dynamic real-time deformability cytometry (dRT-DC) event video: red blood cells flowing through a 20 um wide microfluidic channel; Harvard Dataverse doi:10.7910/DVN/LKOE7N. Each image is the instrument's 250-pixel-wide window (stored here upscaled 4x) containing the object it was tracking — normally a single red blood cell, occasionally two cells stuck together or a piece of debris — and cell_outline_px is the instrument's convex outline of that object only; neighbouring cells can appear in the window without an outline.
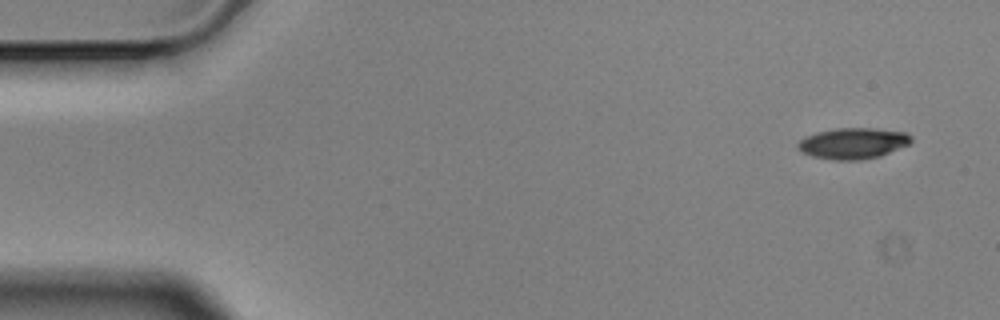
{"species": "Egyptian fruit bat (a non-hibernating species)", "species_latin": "Rousettus aegyptiacus", "temperature_condition": "cold", "stored_images_in_passage": 4, "camera_frame_rate_fps": 3000, "um_per_image_px": 0.085, "animal": {"sex": "male"}, "frame": {"image": 1, "passage_image": 1, "time_ms": 0.0, "image_size_px": [1000, 320], "cell_outline_px": [[912, 140], [908, 144], [880, 156], [860, 160], [832, 160], [812, 156], [796, 148], [796, 144], [800, 140], [816, 132], [836, 128], [872, 128], [904, 132], [912, 136]], "centroid_in_image_um": [72.48, 12.18], "position_along_channel_um": 12.5, "area_um2": 20.35}}
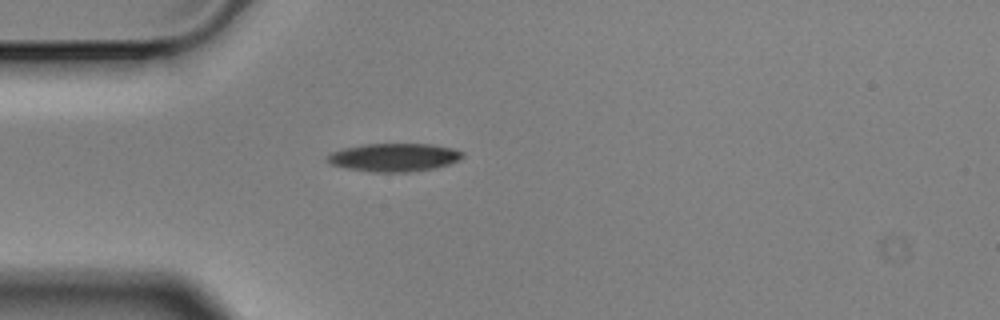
{"frame": {"image": 2, "passage_image": 4, "time_ms": 1.0, "image_size_px": [1000, 320], "cell_outline_px": [[464, 156], [448, 164], [432, 168], [408, 172], [372, 172], [348, 168], [328, 164], [324, 160], [324, 156], [332, 152], [344, 148], [364, 144], [432, 144], [452, 148], [464, 152]], "centroid_in_image_um": [33.43, 13.37], "position_along_channel_um": 51.6, "area_um2": 22.2}}